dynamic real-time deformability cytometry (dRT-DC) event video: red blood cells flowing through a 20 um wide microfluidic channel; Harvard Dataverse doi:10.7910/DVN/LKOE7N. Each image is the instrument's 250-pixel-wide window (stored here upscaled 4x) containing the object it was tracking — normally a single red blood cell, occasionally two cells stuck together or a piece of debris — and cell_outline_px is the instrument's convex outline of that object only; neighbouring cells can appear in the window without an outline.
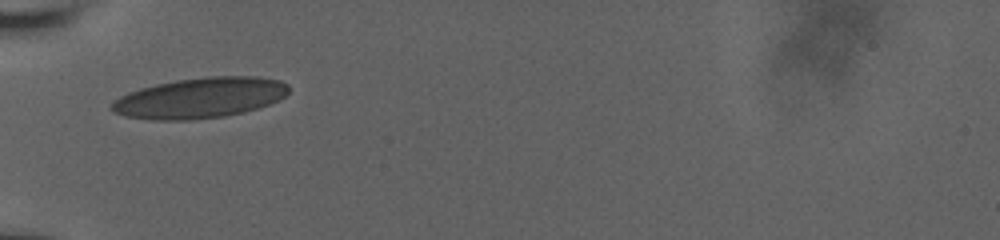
{"species": "human", "species_latin": "Homo sapiens", "temperature_condition": "room temperature", "stored_images_in_passage": 37, "camera_frame_rate_fps": 3000, "um_per_image_px": 0.085, "donor": {"sex": "male"}, "frame": {"image": 1, "passage_image": 1, "time_ms": 0.0, "image_size_px": [1000, 240], "cell_outline_px": [[288, 92], [284, 96], [268, 104], [244, 112], [224, 116], [188, 120], [152, 120], [124, 116], [112, 112], [108, 108], [120, 96], [128, 92], [140, 88], [156, 84], [176, 80], [204, 76], [256, 76], [280, 80], [288, 84]], "centroid_in_image_um": [16.96, 8.31], "position_along_channel_um": 68.0, "area_um2": 41.85}}
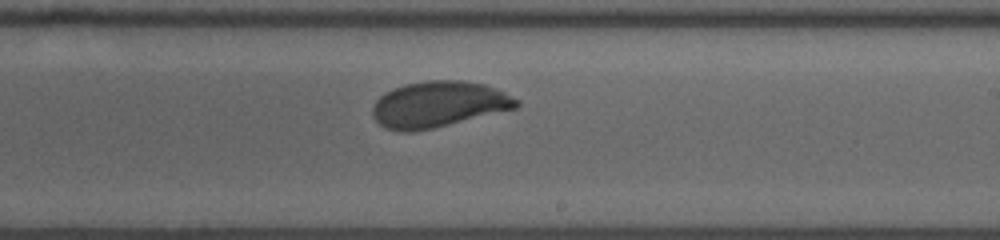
{"frame": {"image": 2, "passage_image": 20, "time_ms": 5.0, "image_size_px": [1000, 240], "cell_outline_px": [[520, 104], [516, 108], [432, 128], [412, 132], [400, 132], [384, 128], [372, 116], [372, 108], [376, 100], [384, 92], [392, 88], [404, 84], [428, 80], [464, 80], [484, 84], [504, 92], [520, 100]], "centroid_in_image_um": [37.24, 8.86], "position_along_channel_um": 251.8, "area_um2": 38.61}}
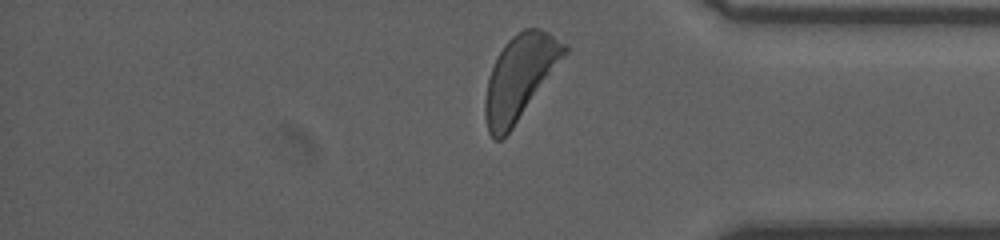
{"frame": {"image": 3, "passage_image": 35, "time_ms": 9.0, "image_size_px": [1000, 240], "cell_outline_px": [[568, 52], [512, 128], [500, 140], [496, 140], [488, 132], [484, 116], [484, 100], [488, 76], [496, 56], [504, 44], [512, 36], [524, 28], [540, 28], [548, 32], [568, 44]], "centroid_in_image_um": [44.17, 6.53], "position_along_channel_um": 391.0, "area_um2": 38.73}, "authors_computed_cell_mechanics": {"area_um2": 38.3214, "velocity_mm_per_s": 3.7518, "shape_relaxation_time_tau1_ms": 4.774, "shape_relaxation_time_tau2_ms": null, "deformation_change_tau1": 0.1744, "deformation_change_tau2": null}}